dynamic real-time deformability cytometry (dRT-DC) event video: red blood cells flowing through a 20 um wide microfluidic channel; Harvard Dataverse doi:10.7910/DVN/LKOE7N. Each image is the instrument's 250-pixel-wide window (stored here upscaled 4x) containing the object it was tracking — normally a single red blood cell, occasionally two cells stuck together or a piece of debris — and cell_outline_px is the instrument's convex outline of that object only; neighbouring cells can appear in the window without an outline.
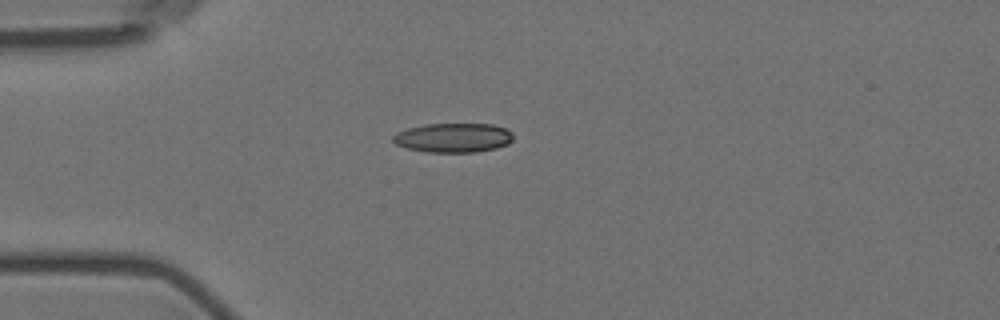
{"species": "Egyptian fruit bat (a non-hibernating species)", "species_latin": "Rousettus aegyptiacus", "temperature_condition": "room temperature", "stored_images_in_passage": 3, "camera_frame_rate_fps": 3000, "um_per_image_px": 0.085, "animal": {"sex": "female"}, "frame": {"image": 1, "passage_image": 1, "time_ms": 0.0, "image_size_px": [1000, 320], "cell_outline_px": [[512, 140], [508, 144], [496, 148], [476, 152], [428, 152], [408, 148], [396, 144], [392, 140], [392, 136], [396, 132], [408, 128], [424, 124], [492, 124], [504, 128], [512, 132]], "centroid_in_image_um": [38.52, 11.7], "position_along_channel_um": 46.5, "area_um2": 20.52}}
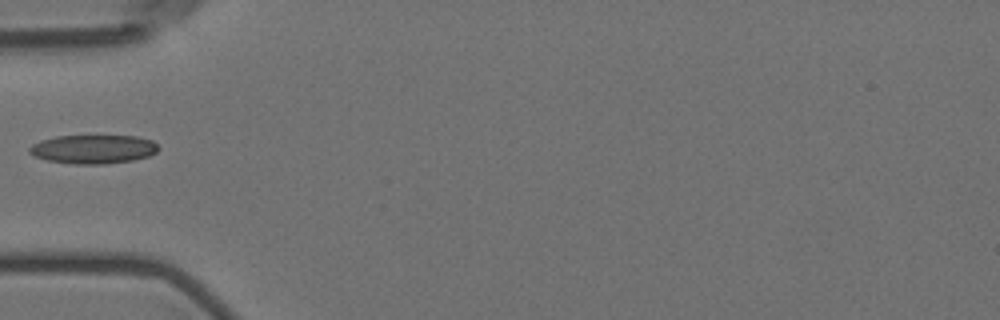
{"frame": {"image": 2, "passage_image": 2, "time_ms": 1.333, "image_size_px": [1000, 320], "cell_outline_px": [[160, 148], [156, 152], [148, 156], [132, 160], [104, 164], [76, 164], [48, 160], [36, 156], [28, 152], [28, 148], [32, 144], [40, 140], [56, 136], [136, 136], [152, 140]], "centroid_in_image_um": [7.92, 12.67], "position_along_channel_um": 77.1, "area_um2": 21.56}}
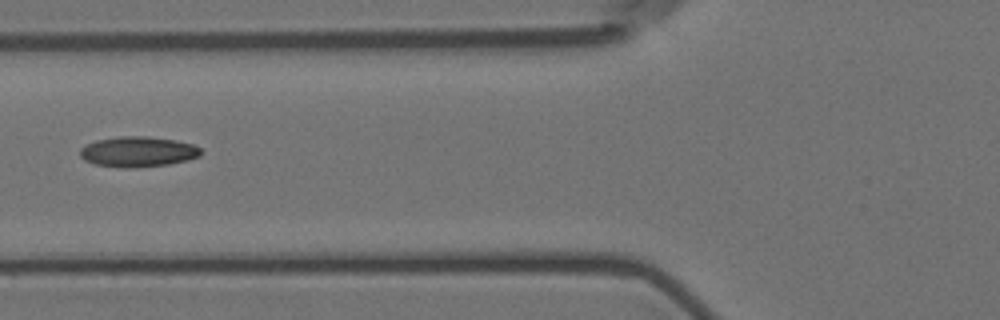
{"frame": {"image": 3, "passage_image": 3, "time_ms": 2.333, "image_size_px": [1000, 320], "cell_outline_px": [[200, 156], [188, 160], [168, 164], [136, 168], [124, 168], [96, 164], [84, 160], [80, 156], [80, 148], [96, 140], [120, 136], [148, 136], [176, 140], [192, 144], [200, 148]], "centroid_in_image_um": [11.72, 12.9], "position_along_channel_um": 114.1, "area_um2": 21.39}}